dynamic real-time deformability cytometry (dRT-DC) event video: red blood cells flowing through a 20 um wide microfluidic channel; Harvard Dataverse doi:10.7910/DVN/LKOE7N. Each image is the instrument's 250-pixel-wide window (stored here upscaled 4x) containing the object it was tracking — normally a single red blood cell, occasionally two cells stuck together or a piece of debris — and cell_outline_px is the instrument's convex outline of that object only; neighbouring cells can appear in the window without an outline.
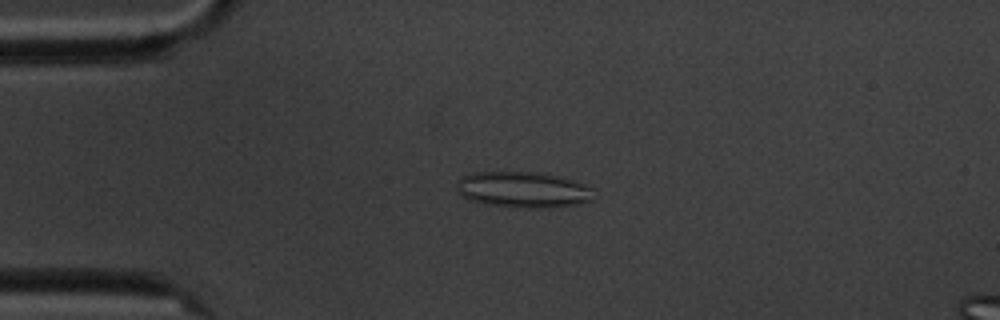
{"species": "common noctule bat (a hibernating species)", "species_latin": "Nyctalus noctula", "temperature_condition": "cold", "stored_images_in_passage": 5, "camera_frame_rate_fps": 3000, "um_per_image_px": 0.085, "animal": {"sex": "male", "body_mass_g": 20.1, "forearm_length_mm": 53.5}, "frame": {"image": 1, "passage_image": 4, "time_ms": 3.667, "image_size_px": [1000, 320], "cell_outline_px": [[592, 200], [580, 204], [544, 208], [528, 208], [484, 204], [468, 200], [456, 188], [456, 184], [464, 176], [472, 172], [532, 172], [556, 176], [572, 180], [592, 188]], "centroid_in_image_um": [44.44, 16.13], "position_along_channel_um": 40.6, "area_um2": 28.44}}